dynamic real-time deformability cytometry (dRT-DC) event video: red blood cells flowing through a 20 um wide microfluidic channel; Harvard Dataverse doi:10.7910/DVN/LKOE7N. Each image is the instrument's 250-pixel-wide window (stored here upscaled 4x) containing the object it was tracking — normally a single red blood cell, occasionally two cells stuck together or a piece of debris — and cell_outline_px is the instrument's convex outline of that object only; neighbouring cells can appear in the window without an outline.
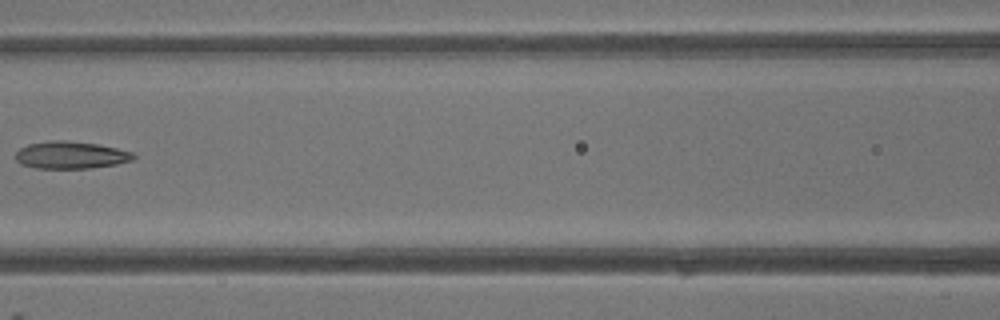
{"species": "common noctule bat (a hibernating species)", "species_latin": "Nyctalus noctula", "temperature_condition": "warm", "stored_images_in_passage": 6, "camera_frame_rate_fps": 3000, "um_per_image_px": 0.085, "animal": {"sex": "male", "body_mass_g": 13.3}, "frame": {"image": 1, "passage_image": 6, "time_ms": 5.667, "image_size_px": [1000, 320], "cell_outline_px": [[136, 156], [132, 160], [116, 164], [92, 168], [36, 168], [20, 164], [16, 160], [16, 152], [20, 148], [28, 144], [52, 140], [64, 140], [96, 144], [116, 148], [132, 152]], "centroid_in_image_um": [6.0, 13.18], "position_along_channel_um": 160.6, "area_um2": 18.67}}